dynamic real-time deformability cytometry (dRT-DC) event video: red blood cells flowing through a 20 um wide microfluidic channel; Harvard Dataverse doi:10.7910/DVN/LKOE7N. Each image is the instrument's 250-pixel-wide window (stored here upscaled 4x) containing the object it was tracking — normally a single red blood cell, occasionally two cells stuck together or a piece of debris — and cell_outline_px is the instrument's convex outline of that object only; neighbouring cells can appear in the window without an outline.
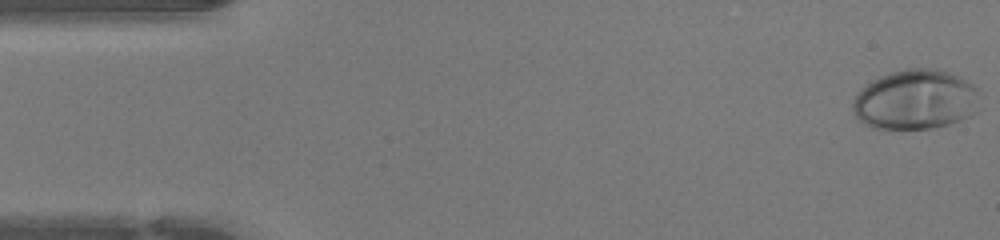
{"species": "human", "species_latin": "Homo sapiens", "temperature_condition": "warm", "stored_images_in_passage": 47, "camera_frame_rate_fps": 3000, "um_per_image_px": 0.085, "donor": {"sex": "female"}, "frame": {"image": 1, "passage_image": 1, "time_ms": 0.0, "image_size_px": [1000, 240], "cell_outline_px": [[980, 92], [976, 112], [960, 120], [936, 128], [888, 132], [872, 128], [864, 124], [856, 116], [852, 108], [852, 104], [856, 92], [872, 80], [880, 76], [892, 72], [908, 68], [936, 68], [948, 72], [972, 84]], "centroid_in_image_um": [77.77, 8.52], "position_along_channel_um": 7.2, "area_um2": 45.2}}
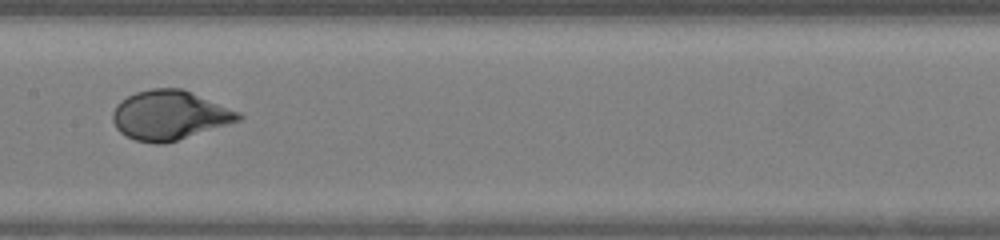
{"frame": {"image": 2, "passage_image": 23, "time_ms": 7.333, "image_size_px": [1000, 240], "cell_outline_px": [[244, 116], [240, 120], [164, 144], [156, 144], [136, 140], [124, 136], [116, 128], [112, 120], [112, 112], [116, 104], [120, 100], [136, 92], [152, 88], [180, 88], [240, 112]], "centroid_in_image_um": [14.36, 9.8], "position_along_channel_um": 193.0, "area_um2": 35.89}}
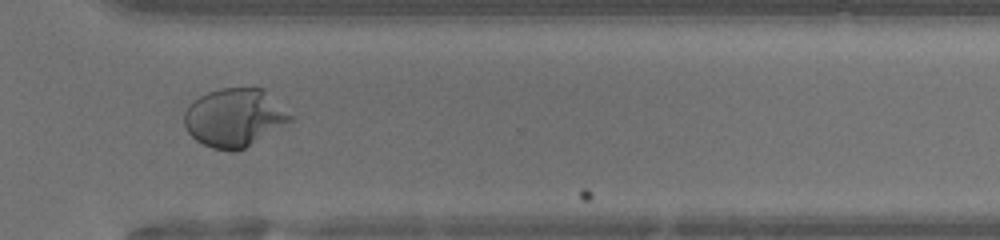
{"frame": {"image": 3, "passage_image": 34, "time_ms": 11.0, "image_size_px": [1000, 240], "cell_outline_px": [[296, 120], [244, 148], [236, 152], [232, 152], [212, 148], [196, 140], [188, 132], [184, 124], [184, 112], [188, 104], [192, 100], [208, 92], [220, 88], [264, 88], [296, 116]], "centroid_in_image_um": [19.99, 9.99], "position_along_channel_um": 350.6, "area_um2": 36.76}, "authors_computed_cell_mechanics": {"area_um2": 38.148, "velocity_mm_per_s": 4.3098, "shape_relaxation_time_tau1_ms": 3.8075, "shape_relaxation_time_tau2_ms": null, "deformation_change_tau1": 0.2222, "deformation_change_tau2": null}}